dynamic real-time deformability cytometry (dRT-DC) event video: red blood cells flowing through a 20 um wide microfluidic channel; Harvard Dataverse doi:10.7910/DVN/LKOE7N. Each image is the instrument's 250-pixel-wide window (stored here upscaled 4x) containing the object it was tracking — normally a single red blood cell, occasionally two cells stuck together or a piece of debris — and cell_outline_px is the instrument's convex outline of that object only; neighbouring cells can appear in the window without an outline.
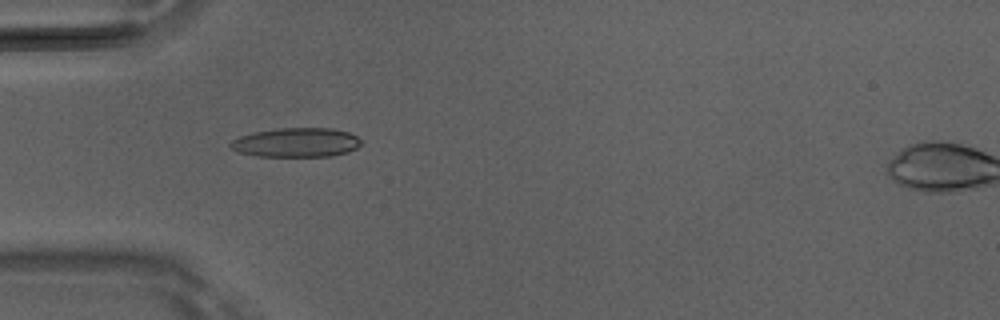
{"species": "Egyptian fruit bat (a non-hibernating species)", "species_latin": "Rousettus aegyptiacus", "temperature_condition": "room temperature", "stored_images_in_passage": 49, "camera_frame_rate_fps": 3000, "um_per_image_px": 0.085, "animal": {"sex": "male"}, "frame": {"image": 1, "passage_image": 15, "time_ms": 4.667, "image_size_px": [1000, 320], "cell_outline_px": [[364, 144], [348, 152], [332, 156], [256, 156], [236, 152], [228, 144], [232, 140], [240, 136], [252, 132], [280, 128], [332, 128], [348, 132], [364, 140]], "centroid_in_image_um": [25.21, 12.11], "position_along_channel_um": 59.8, "area_um2": 22.54}}
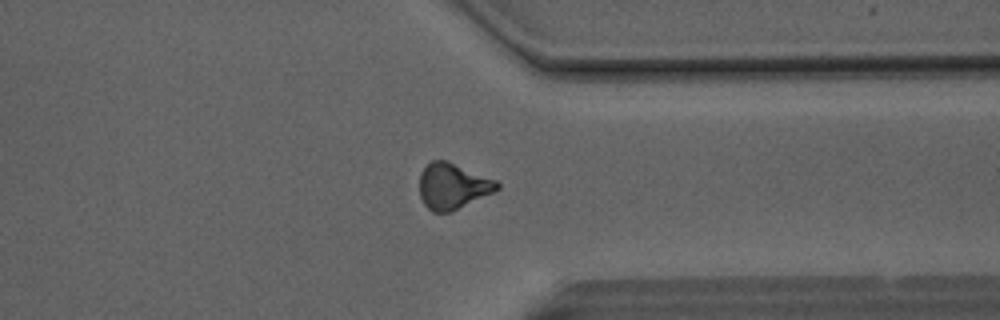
{"frame": {"image": 2, "passage_image": 38, "time_ms": 12.333, "image_size_px": [1000, 320], "cell_outline_px": [[500, 188], [492, 192], [448, 212], [432, 212], [424, 204], [420, 196], [420, 172], [432, 160], [448, 160], [496, 180], [500, 184]], "centroid_in_image_um": [38.45, 15.79], "position_along_channel_um": 372.9, "area_um2": 20.4}}
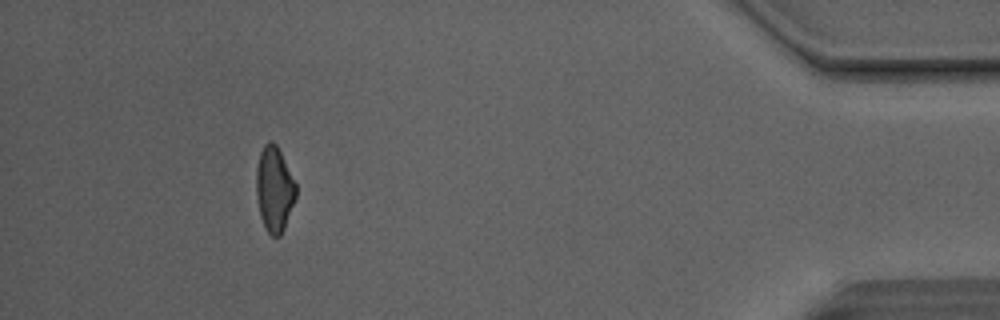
{"frame": {"image": 3, "passage_image": 45, "time_ms": 14.667, "image_size_px": [1000, 320], "cell_outline_px": [[296, 196], [284, 228], [280, 236], [272, 236], [264, 228], [260, 216], [256, 196], [256, 168], [260, 152], [264, 144], [268, 140], [272, 140], [276, 144], [296, 184]], "centroid_in_image_um": [23.29, 16.07], "position_along_channel_um": 411.9, "area_um2": 19.65}, "authors_computed_cell_mechanics": {"area_um2": 20.5768, "velocity_mm_per_s": 4.162, "shape_relaxation_time_tau1_ms": 10.0176, "shape_relaxation_time_tau2_ms": 4.0734, "deformation_change_tau1": 0.2771, "deformation_change_tau2": 0.1439}}